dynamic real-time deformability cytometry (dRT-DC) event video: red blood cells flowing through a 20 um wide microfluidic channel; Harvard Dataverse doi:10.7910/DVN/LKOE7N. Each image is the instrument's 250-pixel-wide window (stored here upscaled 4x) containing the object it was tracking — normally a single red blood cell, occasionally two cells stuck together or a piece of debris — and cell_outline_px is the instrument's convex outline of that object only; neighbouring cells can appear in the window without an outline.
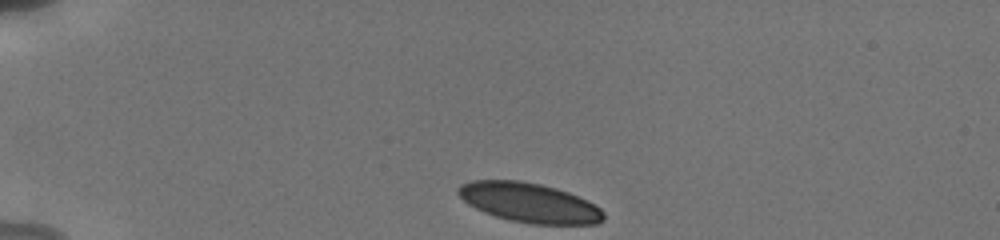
{"species": "human", "species_latin": "Homo sapiens", "temperature_condition": "cold", "stored_images_in_passage": 3, "camera_frame_rate_fps": 3000, "um_per_image_px": 0.085, "donor": {"sex": "male"}, "frame": {"image": 1, "passage_image": 1, "time_ms": 0.0, "image_size_px": [1000, 240], "cell_outline_px": [[604, 220], [596, 224], [532, 224], [512, 220], [496, 216], [484, 212], [468, 204], [456, 192], [456, 188], [460, 184], [472, 180], [520, 180], [540, 184], [556, 188], [568, 192], [588, 200], [600, 208], [604, 212]], "centroid_in_image_um": [44.99, 17.21], "position_along_channel_um": 40.0, "area_um2": 33.52}}